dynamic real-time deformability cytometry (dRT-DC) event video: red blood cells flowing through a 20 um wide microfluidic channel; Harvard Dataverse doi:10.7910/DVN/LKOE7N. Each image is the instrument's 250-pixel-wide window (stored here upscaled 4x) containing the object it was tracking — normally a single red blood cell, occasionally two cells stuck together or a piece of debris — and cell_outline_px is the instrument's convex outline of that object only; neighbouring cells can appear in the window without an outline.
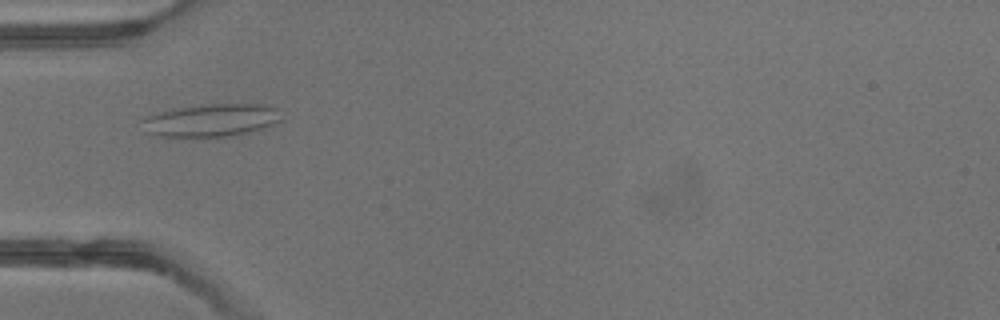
{"species": "common noctule bat (a hibernating species)", "species_latin": "Nyctalus noctula", "temperature_condition": "warm", "stored_images_in_passage": 2, "camera_frame_rate_fps": 3000, "um_per_image_px": 0.085, "animal": {"sex": "male", "body_mass_g": 13.3}, "frame": {"image": 1, "passage_image": 2, "time_ms": 1.667, "image_size_px": [1000, 320], "cell_outline_px": [[284, 120], [264, 128], [232, 136], [160, 136], [144, 132], [140, 120], [148, 116], [160, 112], [180, 108], [212, 104], [260, 104], [280, 108]], "centroid_in_image_um": [18.03, 10.22], "position_along_channel_um": 67.0, "area_um2": 26.53}}